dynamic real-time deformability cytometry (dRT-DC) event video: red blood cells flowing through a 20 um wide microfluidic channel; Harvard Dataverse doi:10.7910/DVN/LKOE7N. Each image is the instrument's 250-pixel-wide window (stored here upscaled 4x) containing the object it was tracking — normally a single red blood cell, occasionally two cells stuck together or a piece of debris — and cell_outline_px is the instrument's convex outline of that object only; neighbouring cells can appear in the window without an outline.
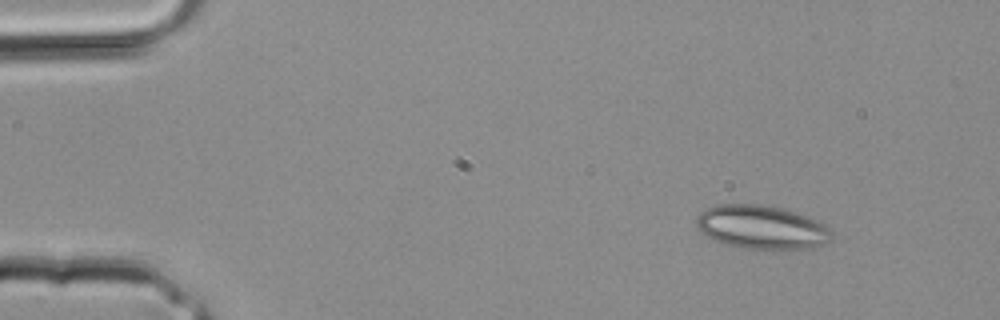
{"species": "common noctule bat (a hibernating species)", "species_latin": "Nyctalus noctula", "temperature_condition": "room temperature", "stored_images_in_passage": 2, "camera_frame_rate_fps": 3000, "um_per_image_px": 0.085, "animal": {"sex": "male", "body_mass_g": 20.4}, "frame": {"image": 1, "passage_image": 1, "time_ms": 0.0, "image_size_px": [1000, 320], "cell_outline_px": [[832, 240], [824, 244], [812, 248], [740, 248], [716, 240], [700, 232], [696, 224], [696, 216], [700, 212], [708, 208], [720, 204], [760, 204], [780, 208], [796, 212], [820, 220], [828, 224]], "centroid_in_image_um": [64.77, 19.29], "position_along_channel_um": 20.2, "area_um2": 34.33}}